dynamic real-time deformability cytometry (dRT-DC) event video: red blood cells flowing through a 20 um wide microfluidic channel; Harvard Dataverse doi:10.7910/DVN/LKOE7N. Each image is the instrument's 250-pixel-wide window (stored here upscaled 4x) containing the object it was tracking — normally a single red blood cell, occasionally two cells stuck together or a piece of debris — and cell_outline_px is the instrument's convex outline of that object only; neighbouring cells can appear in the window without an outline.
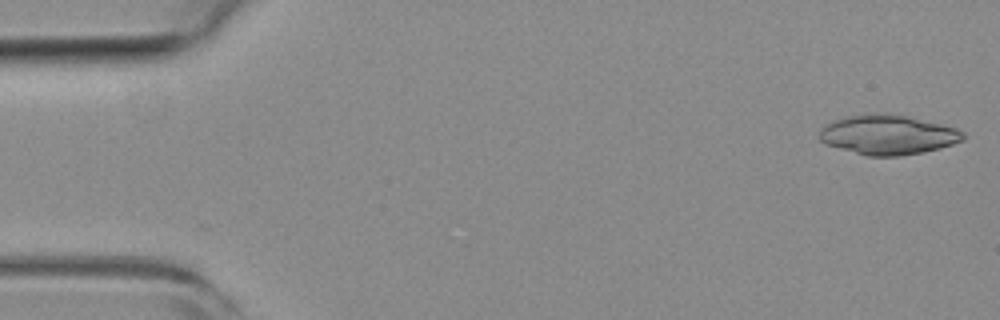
{"species": "common noctule bat (a hibernating species)", "species_latin": "Nyctalus noctula", "temperature_condition": "room temperature", "stored_images_in_passage": 48, "camera_frame_rate_fps": 3000, "um_per_image_px": 0.085, "animal": {"sex": "female", "body_mass_g": 19.3, "forearm_length_mm": 54.1}, "frame": {"image": 1, "passage_image": 1, "time_ms": 0.0, "image_size_px": [1000, 320], "cell_outline_px": [[964, 140], [940, 148], [924, 152], [900, 156], [864, 156], [824, 144], [820, 140], [820, 128], [836, 120], [848, 116], [908, 116], [956, 128], [964, 132]], "centroid_in_image_um": [75.49, 11.51], "position_along_channel_um": 9.5, "area_um2": 32.37}}
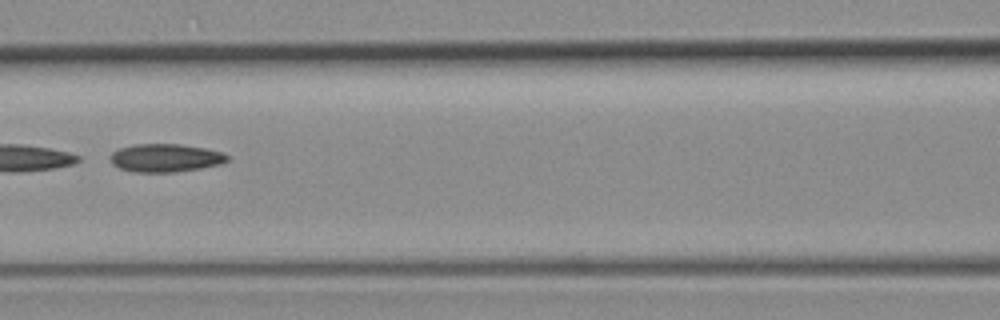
{"frame": {"image": 2, "passage_image": 23, "time_ms": 7.333, "image_size_px": [1000, 320], "cell_outline_px": [[228, 160], [224, 164], [176, 172], [132, 172], [120, 168], [112, 164], [108, 156], [112, 152], [120, 148], [132, 144], [180, 144], [204, 148], [224, 152], [228, 156]], "centroid_in_image_um": [14.06, 13.42], "position_along_channel_um": 152.5, "area_um2": 19.42}}